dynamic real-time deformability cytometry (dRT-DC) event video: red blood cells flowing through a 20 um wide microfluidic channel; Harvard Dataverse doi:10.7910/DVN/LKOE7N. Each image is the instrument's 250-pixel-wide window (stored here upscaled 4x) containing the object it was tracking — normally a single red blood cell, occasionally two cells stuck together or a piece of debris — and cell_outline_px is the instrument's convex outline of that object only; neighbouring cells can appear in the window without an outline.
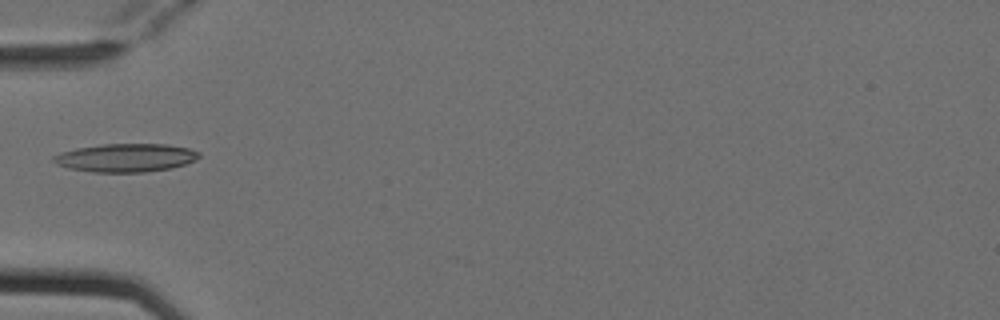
{"species": "Egyptian fruit bat (a non-hibernating species)", "species_latin": "Rousettus aegyptiacus", "temperature_condition": "cold", "stored_images_in_passage": 6, "camera_frame_rate_fps": 3000, "um_per_image_px": 0.085, "animal": {"sex": "female"}, "frame": {"image": 1, "passage_image": 6, "time_ms": 1.667, "image_size_px": [1000, 320], "cell_outline_px": [[200, 156], [196, 160], [172, 168], [144, 172], [92, 172], [68, 168], [56, 164], [52, 160], [52, 156], [60, 152], [76, 148], [104, 144], [168, 144], [188, 148], [200, 152]], "centroid_in_image_um": [10.68, 13.41], "position_along_channel_um": 74.3, "area_um2": 24.1}}